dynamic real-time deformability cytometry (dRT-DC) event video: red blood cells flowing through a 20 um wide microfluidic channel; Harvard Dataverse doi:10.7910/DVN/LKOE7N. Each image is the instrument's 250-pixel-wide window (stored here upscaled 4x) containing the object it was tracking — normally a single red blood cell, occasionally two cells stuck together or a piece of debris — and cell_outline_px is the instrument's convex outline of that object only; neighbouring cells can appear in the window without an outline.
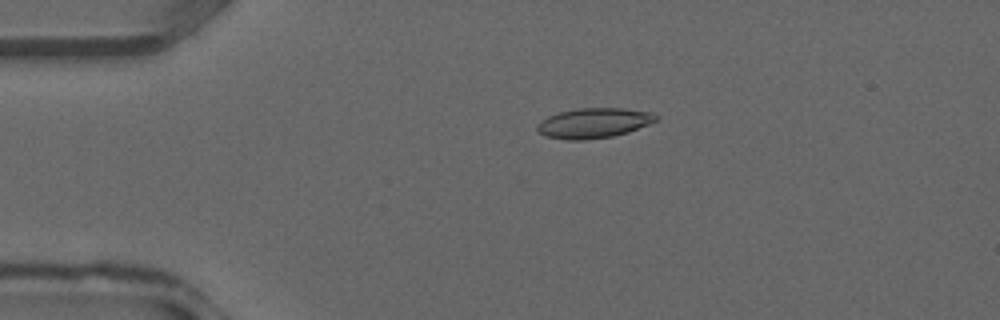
{"species": "common noctule bat (a hibernating species)", "species_latin": "Nyctalus noctula", "temperature_condition": "warm", "stored_images_in_passage": 37, "camera_frame_rate_fps": 3000, "um_per_image_px": 0.085, "animal": {"sex": "male", "forearm_length_mm": 52.5}, "frame": {"image": 1, "passage_image": 8, "time_ms": 2.333, "image_size_px": [1000, 320], "cell_outline_px": [[656, 120], [648, 124], [628, 132], [612, 136], [584, 140], [564, 140], [548, 136], [540, 132], [536, 128], [536, 124], [540, 120], [548, 116], [560, 112], [576, 108], [624, 108], [648, 112], [656, 116]], "centroid_in_image_um": [50.41, 10.46], "position_along_channel_um": 34.6, "area_um2": 20.58}}
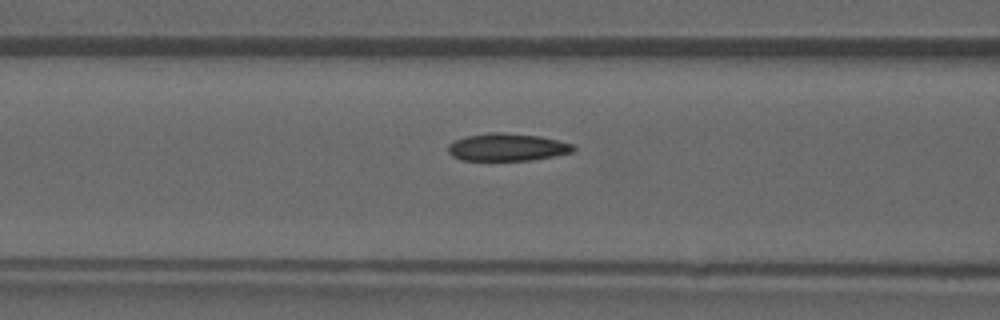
{"frame": {"image": 2, "passage_image": 15, "time_ms": 4.667, "image_size_px": [1000, 320], "cell_outline_px": [[576, 148], [572, 152], [532, 160], [460, 160], [452, 156], [448, 152], [448, 144], [456, 140], [468, 136], [492, 132], [500, 132], [540, 136], [572, 144]], "centroid_in_image_um": [43.09, 12.51], "position_along_channel_um": 123.5, "area_um2": 19.88}}
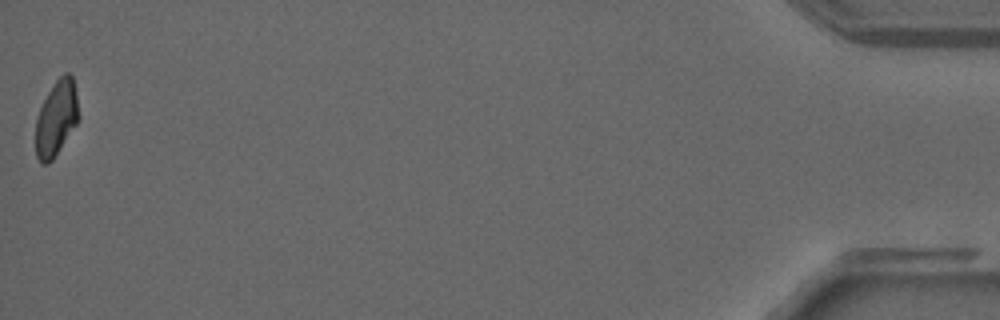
{"frame": {"image": 3, "passage_image": 37, "time_ms": 12.0, "image_size_px": [1000, 320], "cell_outline_px": [[80, 116], [76, 124], [52, 160], [48, 164], [40, 164], [36, 156], [36, 116], [48, 92], [56, 80], [64, 72], [68, 72], [72, 76], [76, 92]], "centroid_in_image_um": [4.79, 10.05], "position_along_channel_um": 430.4, "area_um2": 18.84}}